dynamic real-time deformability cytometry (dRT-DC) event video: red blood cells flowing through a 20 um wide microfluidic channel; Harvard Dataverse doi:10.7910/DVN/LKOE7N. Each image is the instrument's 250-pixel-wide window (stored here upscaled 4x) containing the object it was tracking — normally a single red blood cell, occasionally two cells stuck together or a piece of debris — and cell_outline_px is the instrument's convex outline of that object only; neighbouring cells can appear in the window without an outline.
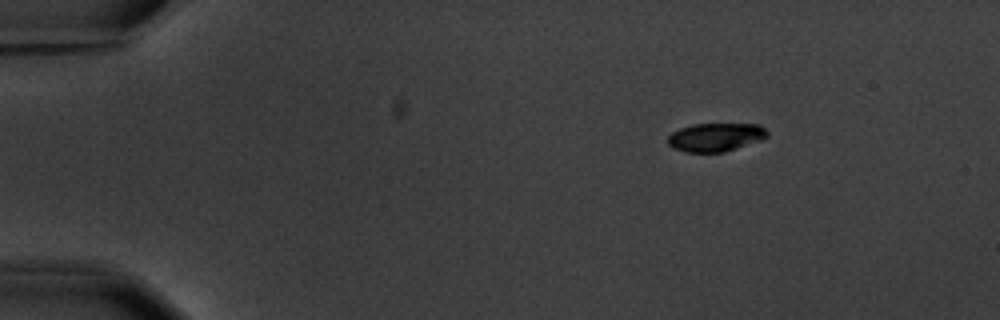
{"species": "common noctule bat (a hibernating species)", "species_latin": "Nyctalus noctula", "temperature_condition": "warm", "stored_images_in_passage": 4, "camera_frame_rate_fps": 3000, "um_per_image_px": 0.085, "animal": {"sex": "male", "body_mass_g": 20.1, "forearm_length_mm": 53.5}, "frame": {"image": 1, "passage_image": 1, "time_ms": 0.0, "image_size_px": [1000, 320], "cell_outline_px": [[768, 136], [760, 140], [724, 152], [684, 152], [668, 144], [668, 136], [672, 132], [680, 128], [692, 124], [760, 124], [768, 132]], "centroid_in_image_um": [60.82, 11.65], "position_along_channel_um": 24.2, "area_um2": 16.36}}
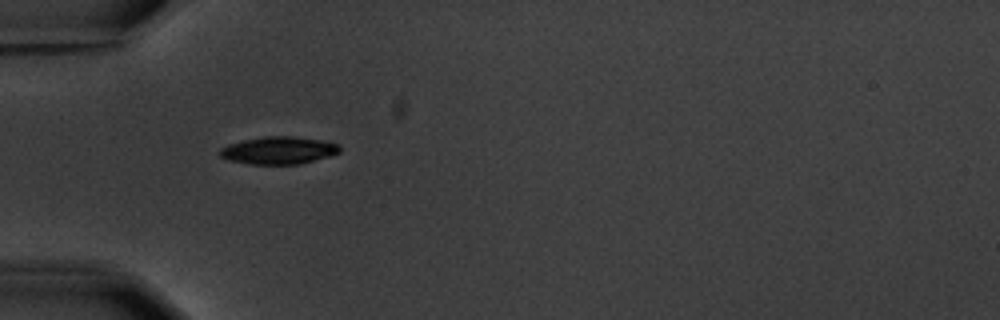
{"frame": {"image": 2, "passage_image": 3, "time_ms": 3.333, "image_size_px": [1000, 320], "cell_outline_px": [[340, 152], [328, 156], [300, 164], [248, 164], [228, 160], [220, 156], [220, 148], [228, 144], [244, 140], [264, 136], [292, 136], [320, 140], [340, 144]], "centroid_in_image_um": [23.67, 12.78], "position_along_channel_um": 61.3, "area_um2": 19.13}}
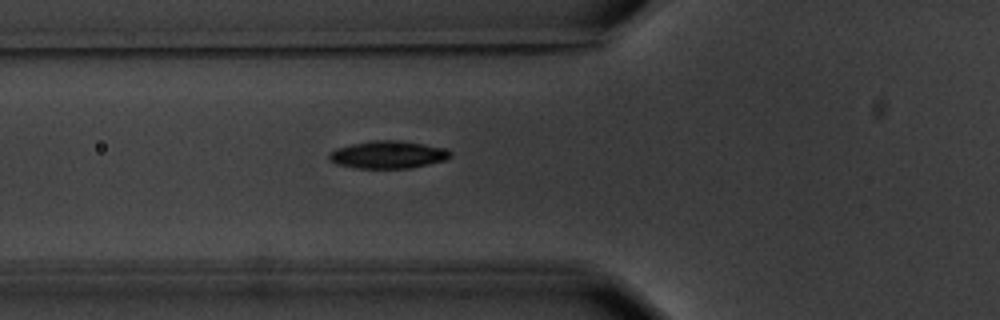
{"frame": {"image": 3, "passage_image": 4, "time_ms": 4.333, "image_size_px": [1000, 320], "cell_outline_px": [[452, 156], [444, 160], [428, 164], [408, 168], [356, 168], [336, 164], [328, 156], [328, 152], [336, 148], [352, 144], [372, 140], [400, 140], [448, 148], [452, 152]], "centroid_in_image_um": [33.0, 13.13], "position_along_channel_um": 92.8, "area_um2": 19.54}}